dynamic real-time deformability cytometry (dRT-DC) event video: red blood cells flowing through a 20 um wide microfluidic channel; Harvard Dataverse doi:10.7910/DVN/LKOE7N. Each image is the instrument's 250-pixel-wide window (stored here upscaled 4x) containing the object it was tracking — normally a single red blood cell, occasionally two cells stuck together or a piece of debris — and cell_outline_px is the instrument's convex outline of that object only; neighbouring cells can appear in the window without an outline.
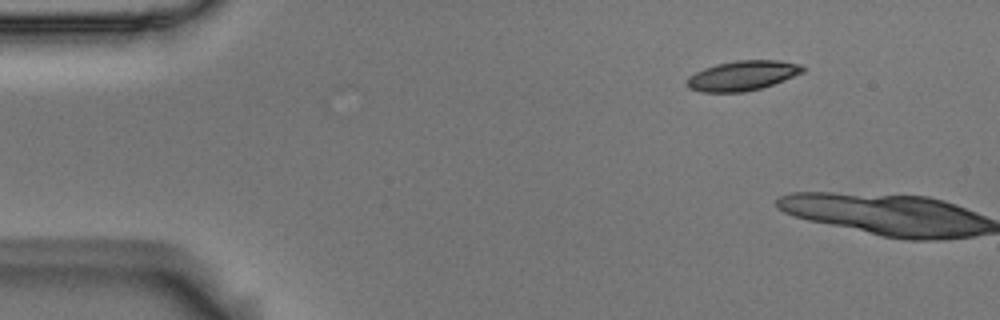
{"species": "Egyptian fruit bat (a non-hibernating species)", "species_latin": "Rousettus aegyptiacus", "temperature_condition": "room temperature", "stored_images_in_passage": 5, "camera_frame_rate_fps": 3000, "um_per_image_px": 0.085, "animal": {"sex": "male"}, "frame": {"image": 1, "passage_image": 5, "time_ms": 1.333, "image_size_px": [1000, 320], "cell_outline_px": [[804, 72], [772, 84], [760, 88], [744, 92], [700, 92], [688, 88], [688, 76], [704, 68], [716, 64], [736, 60], [780, 60], [800, 64], [804, 68]], "centroid_in_image_um": [63.1, 6.42], "position_along_channel_um": 21.9, "area_um2": 20.0}}